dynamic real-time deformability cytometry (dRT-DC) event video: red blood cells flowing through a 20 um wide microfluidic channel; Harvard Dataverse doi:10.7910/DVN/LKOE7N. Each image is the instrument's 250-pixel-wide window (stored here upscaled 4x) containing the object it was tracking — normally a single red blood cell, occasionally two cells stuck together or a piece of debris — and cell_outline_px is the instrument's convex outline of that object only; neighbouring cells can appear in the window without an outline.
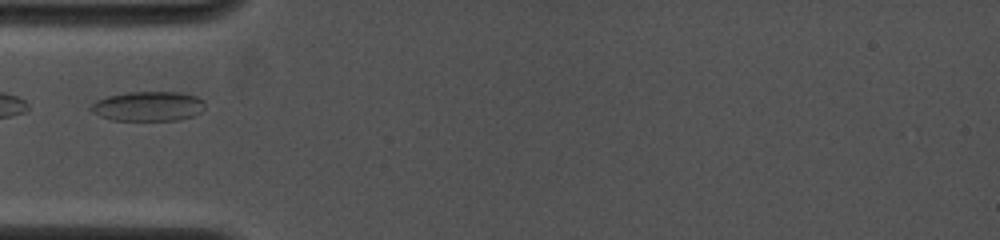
{"species": "common noctule bat (a hibernating species)", "species_latin": "Nyctalus noctula", "temperature_condition": "cold", "stored_images_in_passage": 41, "camera_frame_rate_fps": 4000, "um_per_image_px": 0.085, "animal": {"sex": "female", "body_mass_g": 19.0, "forearm_length_mm": 53.3}, "frame": {"image": 1, "passage_image": 1, "time_ms": 0.0, "image_size_px": [1000, 240], "cell_outline_px": [[204, 108], [200, 112], [192, 116], [180, 120], [112, 120], [100, 116], [92, 112], [88, 108], [96, 100], [108, 96], [128, 92], [180, 92], [196, 96], [204, 100]], "centroid_in_image_um": [12.59, 9.03], "position_along_channel_um": 72.4, "area_um2": 19.77}}
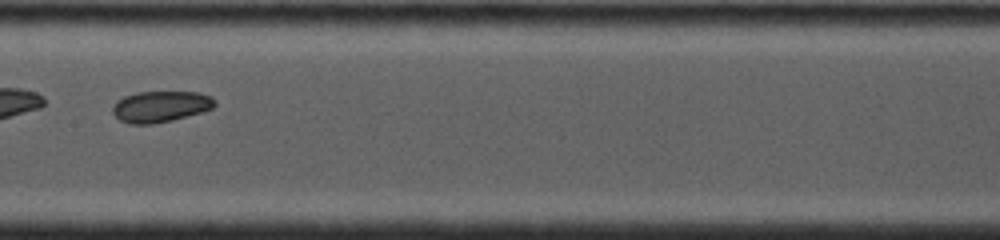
{"frame": {"image": 2, "passage_image": 11, "time_ms": 3.0, "image_size_px": [1000, 240], "cell_outline_px": [[216, 104], [212, 108], [200, 112], [172, 120], [152, 124], [128, 124], [120, 120], [112, 112], [112, 108], [116, 100], [124, 96], [136, 92], [200, 92], [212, 96], [216, 100]], "centroid_in_image_um": [13.63, 9.05], "position_along_channel_um": 193.8, "area_um2": 18.61}}